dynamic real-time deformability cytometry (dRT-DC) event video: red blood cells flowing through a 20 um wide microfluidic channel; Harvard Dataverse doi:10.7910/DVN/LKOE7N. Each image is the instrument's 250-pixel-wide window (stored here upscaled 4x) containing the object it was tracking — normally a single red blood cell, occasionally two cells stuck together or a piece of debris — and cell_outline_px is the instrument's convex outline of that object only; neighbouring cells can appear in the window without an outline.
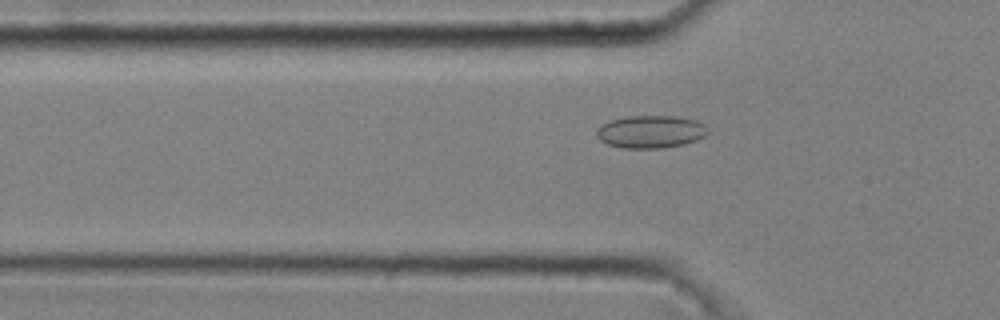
{"species": "common noctule bat (a hibernating species)", "species_latin": "Nyctalus noctula", "temperature_condition": "cold", "stored_images_in_passage": 48, "camera_frame_rate_fps": 3000, "um_per_image_px": 0.085, "animal": {"sex": "male", "body_mass_g": 20.4}, "frame": {"image": 1, "passage_image": 17, "time_ms": 5.333, "image_size_px": [1000, 320], "cell_outline_px": [[708, 132], [704, 136], [696, 140], [684, 144], [660, 148], [624, 148], [608, 144], [600, 140], [596, 136], [596, 132], [608, 120], [628, 116], [676, 116], [696, 120], [704, 124]], "centroid_in_image_um": [55.31, 11.19], "position_along_channel_um": 70.5, "area_um2": 21.04}}
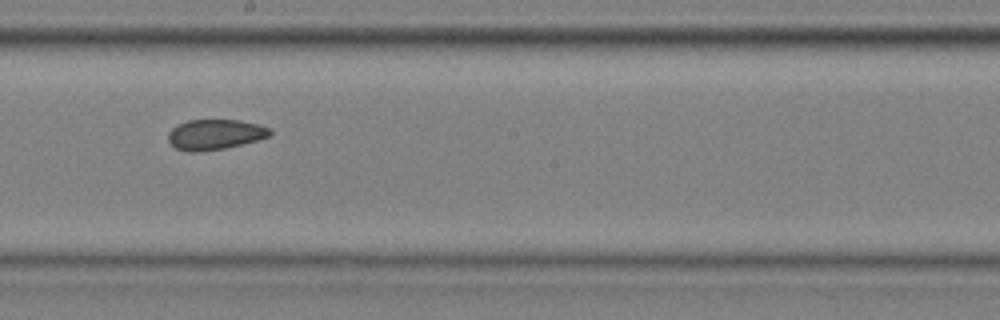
{"frame": {"image": 2, "passage_image": 30, "time_ms": 9.667, "image_size_px": [1000, 320], "cell_outline_px": [[272, 132], [268, 136], [256, 140], [224, 148], [196, 152], [188, 152], [176, 148], [168, 140], [168, 132], [176, 124], [188, 120], [240, 120], [272, 128]], "centroid_in_image_um": [18.24, 11.42], "position_along_channel_um": 230.0, "area_um2": 17.86}}
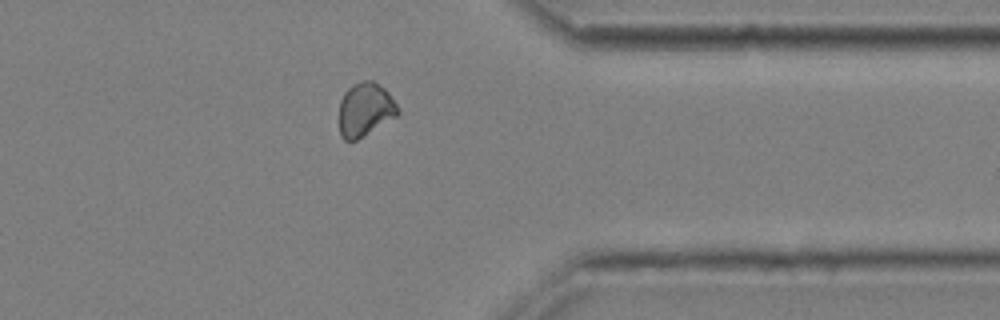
{"frame": {"image": 3, "passage_image": 43, "time_ms": 14.0, "image_size_px": [1000, 320], "cell_outline_px": [[400, 112], [396, 116], [356, 140], [344, 140], [340, 136], [340, 100], [344, 92], [352, 84], [364, 80], [372, 80], [384, 88], [388, 92], [396, 104]], "centroid_in_image_um": [31.02, 9.29], "position_along_channel_um": 380.4, "area_um2": 18.15}, "authors_computed_cell_mechanics": {"area_um2": 18.5827, "velocity_mm_per_s": 3.676, "shape_relaxation_time_tau1_ms": null, "shape_relaxation_time_tau2_ms": 2.5353, "deformation_change_tau1": null, "deformation_change_tau2": 0.0582}}